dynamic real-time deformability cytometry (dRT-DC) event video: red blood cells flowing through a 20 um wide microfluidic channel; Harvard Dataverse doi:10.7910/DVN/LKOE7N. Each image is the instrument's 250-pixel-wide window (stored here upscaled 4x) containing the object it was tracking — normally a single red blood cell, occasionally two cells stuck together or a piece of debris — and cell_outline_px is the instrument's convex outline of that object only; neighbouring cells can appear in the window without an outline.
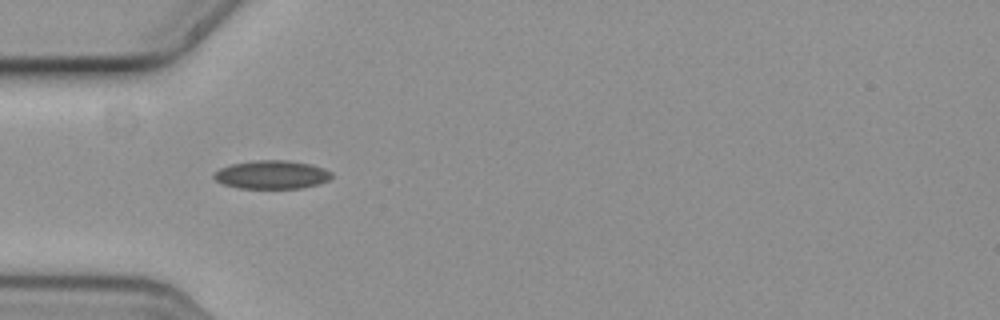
{"species": "common noctule bat (a hibernating species)", "species_latin": "Nyctalus noctula", "temperature_condition": "cold", "stored_images_in_passage": 2, "camera_frame_rate_fps": 3000, "um_per_image_px": 0.085, "animal": {"sex": "female", "body_mass_g": 19.3, "forearm_length_mm": 54.1}, "frame": {"image": 1, "passage_image": 1, "time_ms": 0.0, "image_size_px": [1000, 320], "cell_outline_px": [[332, 176], [328, 180], [316, 184], [300, 188], [240, 188], [224, 184], [216, 180], [212, 176], [220, 168], [232, 164], [252, 160], [288, 160], [312, 164], [324, 168], [332, 172]], "centroid_in_image_um": [23.11, 14.83], "position_along_channel_um": 61.9, "area_um2": 19.42}}
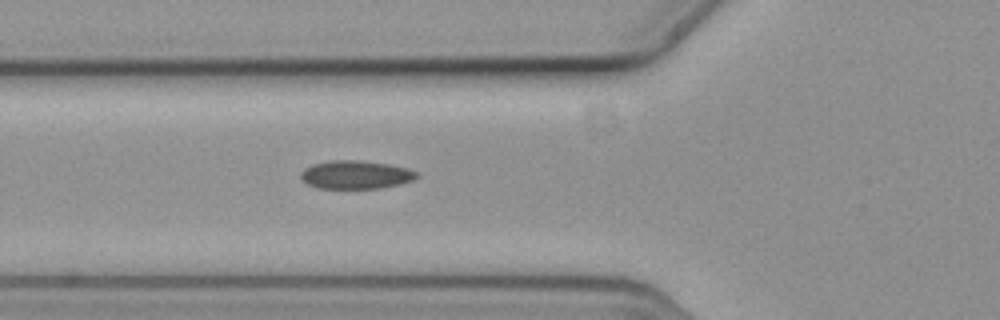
{"frame": {"image": 2, "passage_image": 2, "time_ms": 0.333, "image_size_px": [1000, 320], "cell_outline_px": [[420, 176], [412, 180], [400, 184], [380, 188], [316, 188], [300, 180], [300, 172], [304, 168], [312, 164], [328, 160], [360, 160], [388, 164], [408, 168], [416, 172]], "centroid_in_image_um": [30.2, 14.84], "position_along_channel_um": 95.6, "area_um2": 19.31}}